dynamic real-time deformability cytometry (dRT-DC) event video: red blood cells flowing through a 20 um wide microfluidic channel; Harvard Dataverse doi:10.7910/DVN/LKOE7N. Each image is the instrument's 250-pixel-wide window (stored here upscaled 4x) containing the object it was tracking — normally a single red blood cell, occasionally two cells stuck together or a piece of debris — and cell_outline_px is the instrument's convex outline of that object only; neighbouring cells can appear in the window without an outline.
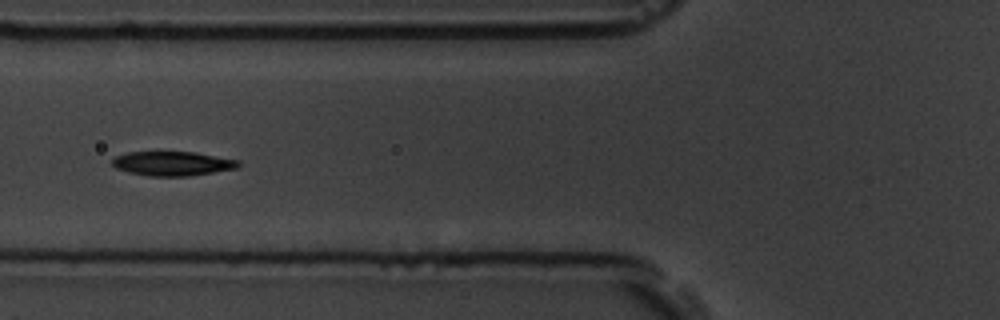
{"species": "common noctule bat (a hibernating species)", "species_latin": "Nyctalus noctula", "temperature_condition": "room temperature", "stored_images_in_passage": 9, "camera_frame_rate_fps": 3000, "um_per_image_px": 0.085, "animal": {"sex": "male", "body_mass_g": 19.5, "forearm_length_mm": 54.6}, "frame": {"image": 1, "passage_image": 6, "time_ms": 5.667, "image_size_px": [1000, 320], "cell_outline_px": [[240, 168], [188, 176], [148, 176], [128, 172], [116, 168], [112, 164], [112, 160], [116, 156], [128, 152], [196, 152], [240, 160]], "centroid_in_image_um": [14.7, 13.9], "position_along_channel_um": 111.1, "area_um2": 17.98}}
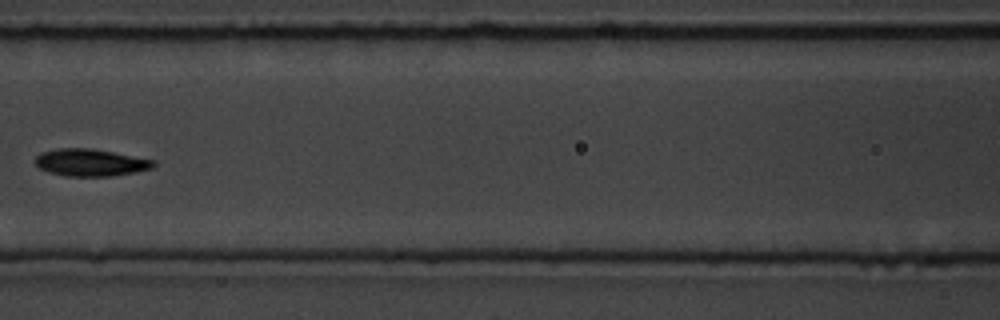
{"frame": {"image": 2, "passage_image": 7, "time_ms": 7.0, "image_size_px": [1000, 320], "cell_outline_px": [[156, 164], [152, 168], [136, 172], [112, 176], [64, 176], [48, 172], [40, 168], [36, 164], [36, 156], [40, 152], [60, 148], [92, 148], [156, 160]], "centroid_in_image_um": [7.71, 13.81], "position_along_channel_um": 158.9, "area_um2": 18.84}}
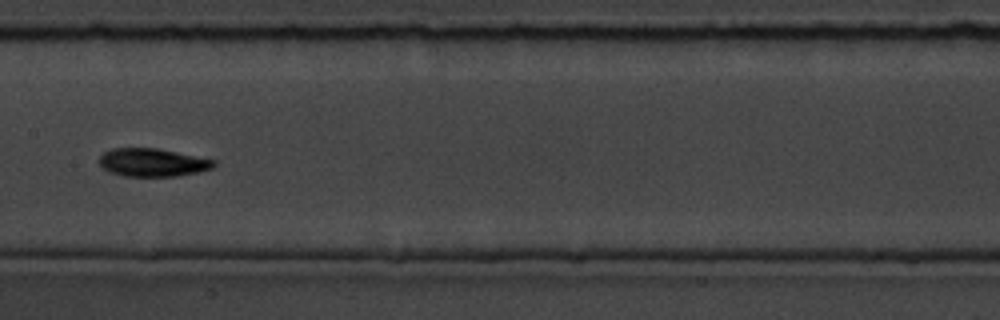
{"frame": {"image": 3, "passage_image": 8, "time_ms": 8.0, "image_size_px": [1000, 320], "cell_outline_px": [[216, 164], [212, 168], [196, 172], [176, 176], [124, 176], [108, 172], [100, 164], [100, 156], [104, 152], [112, 148], [156, 148], [216, 160]], "centroid_in_image_um": [12.95, 13.81], "position_along_channel_um": 194.5, "area_um2": 18.61}}